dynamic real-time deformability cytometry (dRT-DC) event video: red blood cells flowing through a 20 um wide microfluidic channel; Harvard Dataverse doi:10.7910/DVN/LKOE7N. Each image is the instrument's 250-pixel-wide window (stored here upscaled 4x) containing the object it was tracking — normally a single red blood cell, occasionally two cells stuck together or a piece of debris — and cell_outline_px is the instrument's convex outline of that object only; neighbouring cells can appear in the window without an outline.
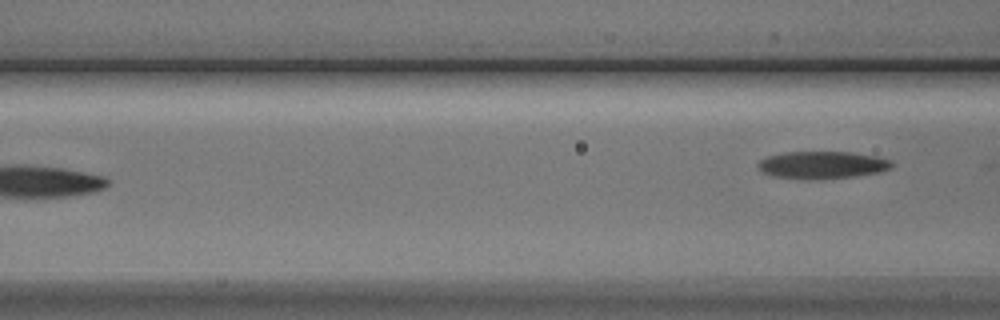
{"species": "Egyptian fruit bat (a non-hibernating species)", "species_latin": "Rousettus aegyptiacus", "temperature_condition": "cold", "stored_images_in_passage": 6, "camera_frame_rate_fps": 3000, "um_per_image_px": 0.085, "animal": {"sex": "male"}, "frame": {"image": 1, "passage_image": 6, "time_ms": 6.0, "image_size_px": [1000, 320], "cell_outline_px": [[892, 168], [880, 172], [856, 176], [776, 176], [764, 172], [760, 168], [760, 160], [768, 156], [784, 152], [852, 152], [876, 156], [892, 160]], "centroid_in_image_um": [70.01, 13.96], "position_along_channel_um": 96.6, "area_um2": 20.06}}